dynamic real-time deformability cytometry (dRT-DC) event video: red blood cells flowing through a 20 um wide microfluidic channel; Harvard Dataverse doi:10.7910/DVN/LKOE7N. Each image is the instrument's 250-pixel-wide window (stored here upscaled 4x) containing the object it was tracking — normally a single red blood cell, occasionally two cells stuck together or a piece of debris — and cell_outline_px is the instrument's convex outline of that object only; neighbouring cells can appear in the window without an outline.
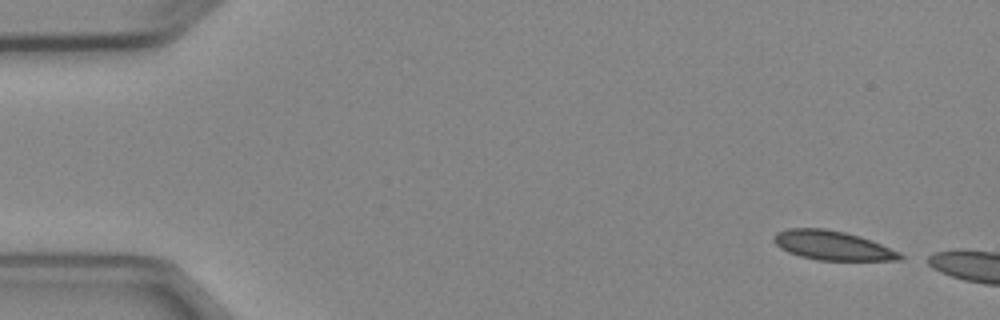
{"species": "Egyptian fruit bat (a non-hibernating species)", "species_latin": "Rousettus aegyptiacus", "temperature_condition": "cold", "stored_images_in_passage": 2, "camera_frame_rate_fps": 3000, "um_per_image_px": 0.085, "animal": {"sex": "female"}, "frame": {"image": 1, "passage_image": 1, "time_ms": 0.0, "image_size_px": [1000, 320], "cell_outline_px": [[904, 260], [816, 260], [800, 256], [788, 252], [780, 248], [772, 240], [772, 236], [776, 232], [788, 228], [824, 228], [844, 232], [860, 236], [900, 252], [904, 256]], "centroid_in_image_um": [70.73, 20.86], "position_along_channel_um": 14.3, "area_um2": 21.56}}